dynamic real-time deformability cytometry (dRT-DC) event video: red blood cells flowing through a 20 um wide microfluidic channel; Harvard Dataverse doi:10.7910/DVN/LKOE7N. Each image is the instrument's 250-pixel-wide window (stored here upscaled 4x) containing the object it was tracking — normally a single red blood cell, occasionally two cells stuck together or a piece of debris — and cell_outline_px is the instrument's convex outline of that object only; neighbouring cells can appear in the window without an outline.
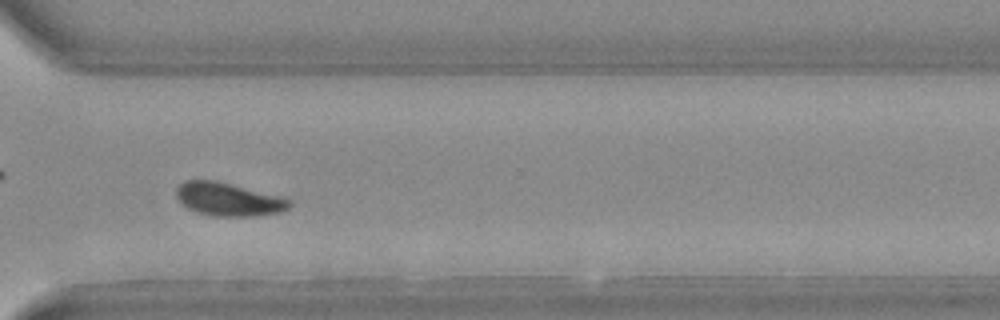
{"species": "Egyptian fruit bat (a non-hibernating species)", "species_latin": "Rousettus aegyptiacus", "temperature_condition": "warm", "stored_images_in_passage": 50, "camera_frame_rate_fps": 3000, "um_per_image_px": 0.085, "animal": {"sex": "female"}, "frame": {"image": 1, "passage_image": 36, "time_ms": 11.667, "image_size_px": [1000, 320], "cell_outline_px": [[292, 204], [288, 208], [280, 212], [256, 216], [212, 216], [196, 212], [180, 204], [176, 196], [176, 188], [184, 180], [216, 180], [284, 196], [292, 200]], "centroid_in_image_um": [19.43, 16.93], "position_along_channel_um": 351.2, "area_um2": 22.37}}
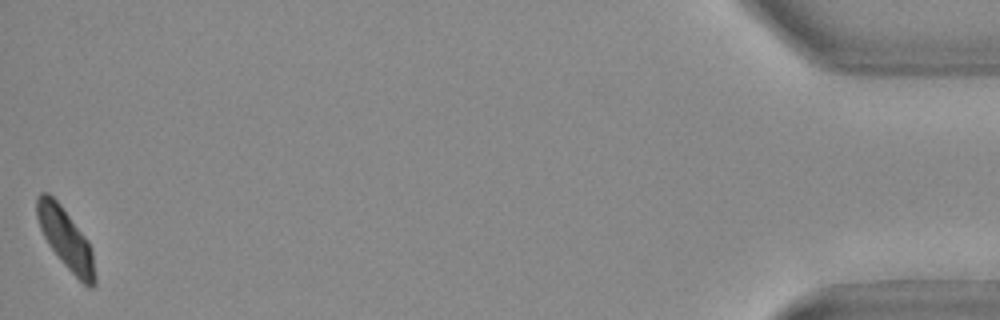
{"frame": {"image": 2, "passage_image": 50, "time_ms": 16.333, "image_size_px": [1000, 320], "cell_outline_px": [[96, 284], [92, 288], [88, 288], [60, 260], [48, 244], [40, 228], [36, 216], [36, 196], [40, 192], [48, 192], [60, 204], [88, 240], [92, 252], [96, 276]], "centroid_in_image_um": [5.58, 20.29], "position_along_channel_um": 429.6, "area_um2": 20.4}, "authors_computed_cell_mechanics": {"area_um2": 21.2993, "velocity_mm_per_s": 3.6606, "shape_relaxation_time_tau1_ms": 5.395, "shape_relaxation_time_tau2_ms": null, "deformation_change_tau1": 0.1554, "deformation_change_tau2": null}}